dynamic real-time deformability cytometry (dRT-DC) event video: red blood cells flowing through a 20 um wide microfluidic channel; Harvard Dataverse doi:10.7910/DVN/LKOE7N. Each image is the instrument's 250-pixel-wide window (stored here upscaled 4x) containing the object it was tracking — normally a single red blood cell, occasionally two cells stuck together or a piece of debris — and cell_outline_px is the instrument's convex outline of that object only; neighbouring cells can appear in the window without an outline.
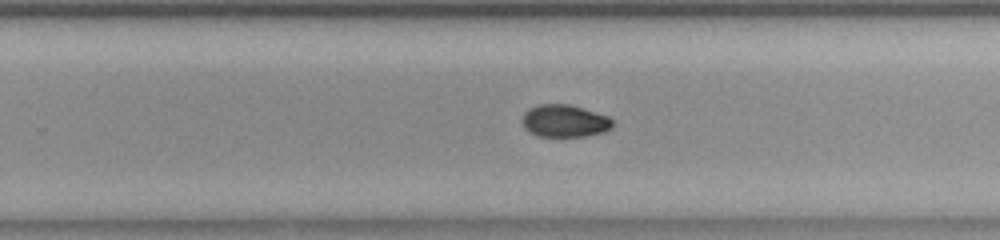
{"species": "common noctule bat (a hibernating species)", "species_latin": "Nyctalus noctula", "temperature_condition": "room temperature", "stored_images_in_passage": 32, "segment_of_instrument_passage": [2, 2], "camera_frame_rate_fps": 3000, "um_per_image_px": 0.085, "animal": {"sex": "female", "body_mass_g": 23.0, "forearm_length_mm": 53.4}, "frame": {"image": 1, "passage_image": 24, "time_ms": 7.667, "image_size_px": [1000, 240], "cell_outline_px": [[612, 128], [604, 132], [584, 136], [536, 136], [528, 132], [524, 128], [524, 112], [528, 108], [536, 104], [568, 104], [608, 116], [612, 120]], "centroid_in_image_um": [47.97, 10.28], "position_along_channel_um": 281.8, "area_um2": 16.99}}
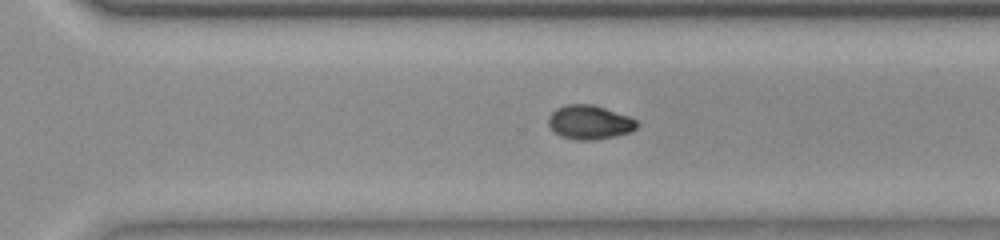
{"frame": {"image": 2, "passage_image": 27, "time_ms": 8.667, "image_size_px": [1000, 240], "cell_outline_px": [[640, 124], [636, 128], [628, 132], [616, 136], [592, 140], [576, 140], [560, 136], [548, 124], [548, 116], [556, 108], [564, 104], [592, 104], [628, 116], [636, 120]], "centroid_in_image_um": [50.09, 10.39], "position_along_channel_um": 320.5, "area_um2": 17.51}}
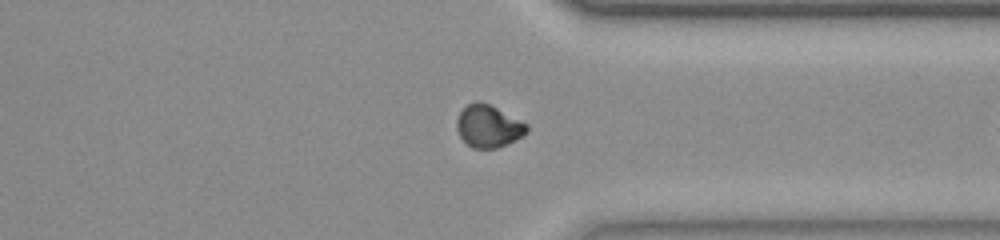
{"frame": {"image": 3, "passage_image": 31, "time_ms": 10.0, "image_size_px": [1000, 240], "cell_outline_px": [[528, 132], [524, 136], [496, 148], [472, 148], [460, 136], [456, 128], [456, 120], [460, 112], [468, 104], [476, 100], [480, 100], [528, 124]], "centroid_in_image_um": [41.51, 10.72], "position_along_channel_um": 369.9, "area_um2": 17.17}}